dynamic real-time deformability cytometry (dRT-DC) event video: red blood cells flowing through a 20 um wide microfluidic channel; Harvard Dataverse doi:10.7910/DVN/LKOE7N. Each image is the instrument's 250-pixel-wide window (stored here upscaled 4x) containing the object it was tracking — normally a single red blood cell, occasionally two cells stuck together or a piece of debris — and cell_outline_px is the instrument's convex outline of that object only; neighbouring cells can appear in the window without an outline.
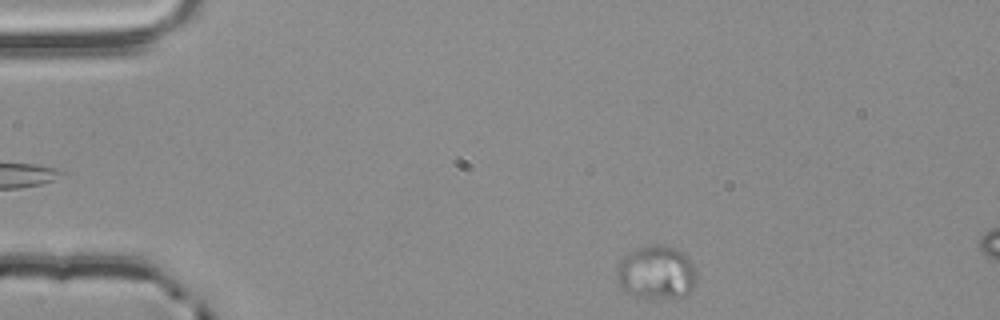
{"species": "common noctule bat (a hibernating species)", "species_latin": "Nyctalus noctula", "temperature_condition": "room temperature", "stored_images_in_passage": 3, "camera_frame_rate_fps": 3000, "um_per_image_px": 0.085, "animal": {"sex": "male", "body_mass_g": 20.4}, "frame": {"image": 1, "passage_image": 3, "time_ms": 0.667, "image_size_px": [1000, 320], "cell_outline_px": [[696, 288], [692, 292], [684, 296], [632, 296], [624, 292], [620, 288], [616, 280], [616, 276], [620, 260], [628, 252], [636, 248], [648, 244], [664, 244], [676, 248], [684, 252], [688, 256], [696, 272]], "centroid_in_image_um": [55.79, 23.12], "position_along_channel_um": 29.2, "area_um2": 25.26}}